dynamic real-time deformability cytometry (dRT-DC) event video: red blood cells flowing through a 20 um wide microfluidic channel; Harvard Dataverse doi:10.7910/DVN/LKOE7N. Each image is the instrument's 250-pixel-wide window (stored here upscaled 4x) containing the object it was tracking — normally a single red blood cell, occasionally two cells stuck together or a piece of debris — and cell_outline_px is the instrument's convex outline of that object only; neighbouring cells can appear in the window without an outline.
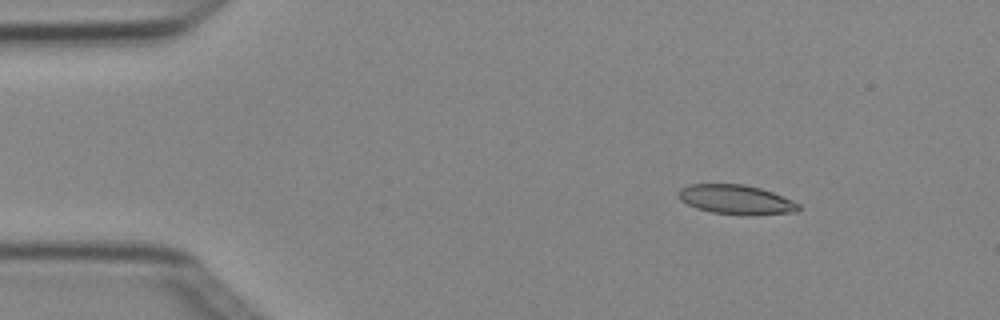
{"species": "Egyptian fruit bat (a non-hibernating species)", "species_latin": "Rousettus aegyptiacus", "temperature_condition": "cold", "stored_images_in_passage": 4, "camera_frame_rate_fps": 3000, "um_per_image_px": 0.085, "animal": {"sex": "female"}, "frame": {"image": 1, "passage_image": 2, "time_ms": 0.333, "image_size_px": [1000, 320], "cell_outline_px": [[800, 208], [796, 212], [712, 212], [696, 208], [680, 200], [676, 196], [676, 192], [680, 188], [688, 184], [744, 184], [760, 188], [784, 196], [800, 204]], "centroid_in_image_um": [62.47, 16.89], "position_along_channel_um": 22.5, "area_um2": 19.71}}